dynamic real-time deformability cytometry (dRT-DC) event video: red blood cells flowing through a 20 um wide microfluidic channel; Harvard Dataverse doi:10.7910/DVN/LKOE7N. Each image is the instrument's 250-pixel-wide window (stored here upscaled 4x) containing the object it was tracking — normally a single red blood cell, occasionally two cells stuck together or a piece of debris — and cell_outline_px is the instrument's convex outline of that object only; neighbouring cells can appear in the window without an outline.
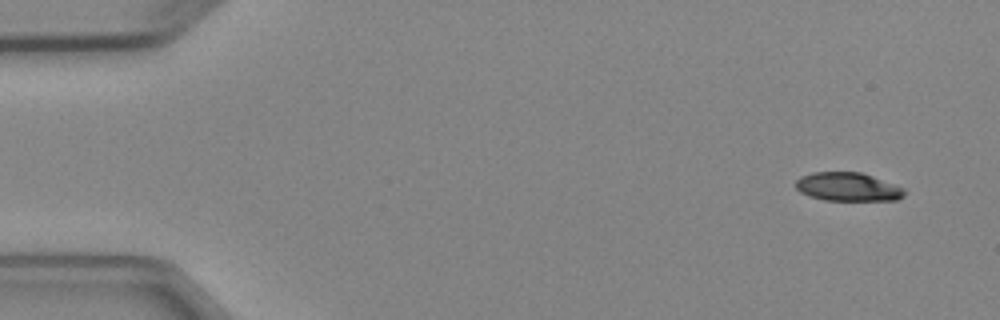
{"species": "Egyptian fruit bat (a non-hibernating species)", "species_latin": "Rousettus aegyptiacus", "temperature_condition": "cold", "stored_images_in_passage": 6, "camera_frame_rate_fps": 3000, "um_per_image_px": 0.085, "animal": {"sex": "female"}, "frame": {"image": 1, "passage_image": 1, "time_ms": 0.0, "image_size_px": [1000, 320], "cell_outline_px": [[904, 196], [896, 200], [824, 200], [808, 196], [800, 192], [796, 188], [796, 180], [800, 176], [812, 172], [860, 172], [872, 176], [904, 188]], "centroid_in_image_um": [72.03, 15.88], "position_along_channel_um": 13.0, "area_um2": 18.03}}
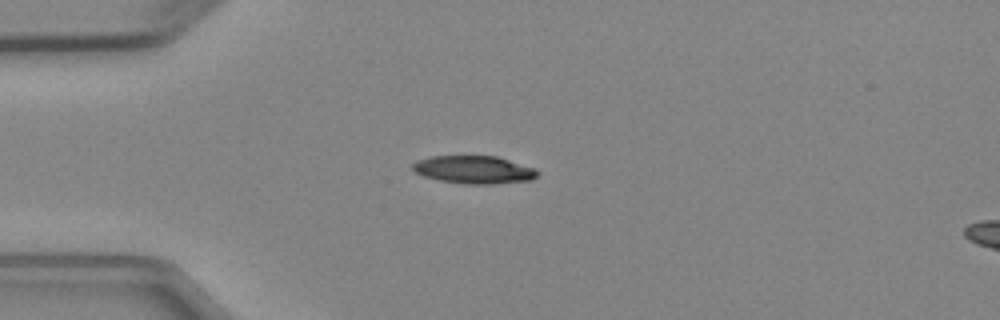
{"frame": {"image": 2, "passage_image": 4, "time_ms": 3.333, "image_size_px": [1000, 320], "cell_outline_px": [[540, 172], [532, 180], [492, 184], [464, 184], [440, 180], [424, 176], [416, 172], [412, 168], [412, 164], [416, 160], [432, 156], [496, 156], [536, 168]], "centroid_in_image_um": [40.31, 14.42], "position_along_channel_um": 44.7, "area_um2": 20.29}}
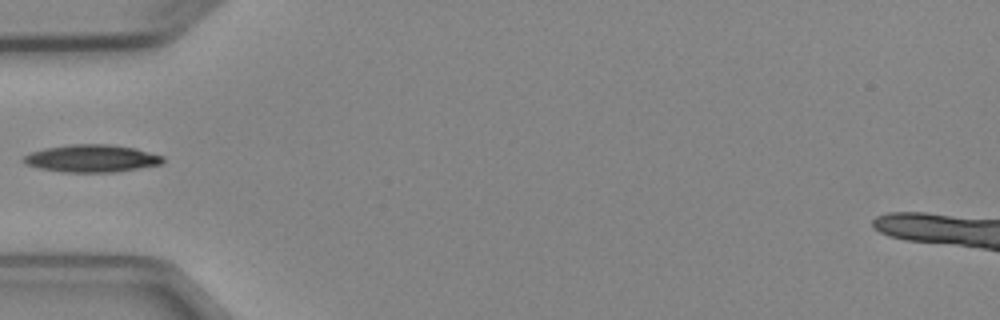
{"frame": {"image": 3, "passage_image": 5, "time_ms": 4.667, "image_size_px": [1000, 320], "cell_outline_px": [[164, 160], [160, 164], [140, 168], [116, 172], [64, 172], [40, 168], [24, 164], [24, 156], [32, 152], [44, 148], [72, 144], [108, 144], [136, 148], [164, 156]], "centroid_in_image_um": [7.81, 13.46], "position_along_channel_um": 77.2, "area_um2": 22.25}}